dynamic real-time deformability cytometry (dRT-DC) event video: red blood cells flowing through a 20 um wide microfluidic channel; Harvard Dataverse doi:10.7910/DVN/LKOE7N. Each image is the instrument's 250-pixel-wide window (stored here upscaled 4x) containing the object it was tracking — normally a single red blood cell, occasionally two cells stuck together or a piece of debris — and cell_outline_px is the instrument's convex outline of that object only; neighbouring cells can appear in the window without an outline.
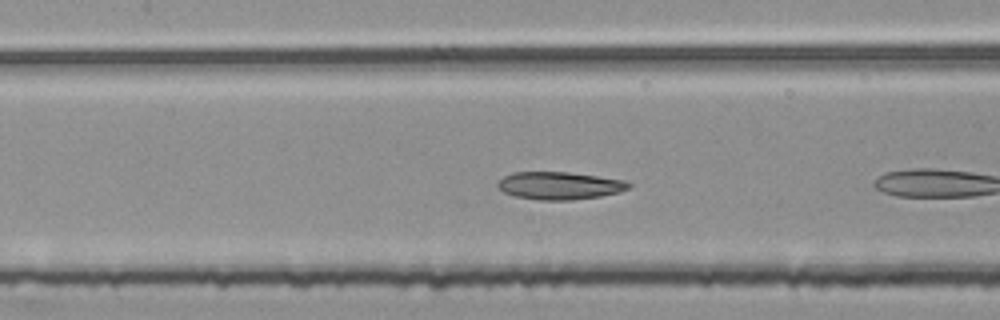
{"species": "common noctule bat (a hibernating species)", "species_latin": "Nyctalus noctula", "temperature_condition": "room temperature", "stored_images_in_passage": 13, "camera_frame_rate_fps": 3000, "um_per_image_px": 0.085, "animal": {"sex": "female", "body_mass_g": 25.1}, "frame": {"image": 1, "passage_image": 8, "time_ms": 2.333, "image_size_px": [1000, 320], "cell_outline_px": [[632, 184], [628, 188], [620, 192], [600, 196], [572, 200], [540, 200], [516, 196], [504, 192], [496, 188], [496, 184], [504, 176], [512, 172], [568, 172], [624, 180]], "centroid_in_image_um": [47.53, 15.78], "position_along_channel_um": 159.9, "area_um2": 21.04}}
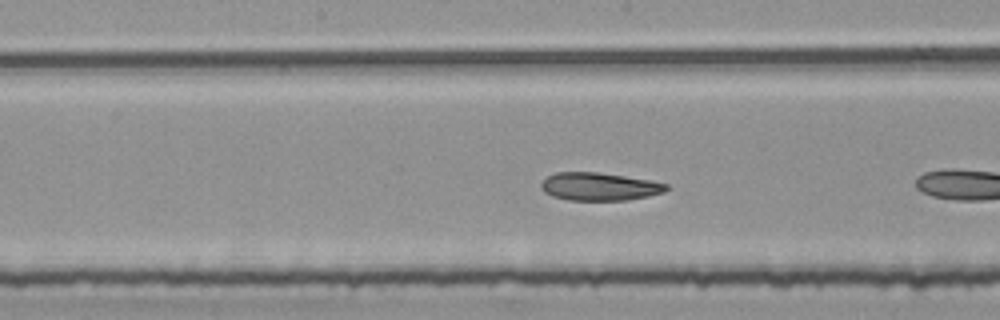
{"frame": {"image": 2, "passage_image": 11, "time_ms": 3.333, "image_size_px": [1000, 320], "cell_outline_px": [[668, 188], [664, 192], [648, 196], [624, 200], [568, 200], [552, 196], [544, 192], [540, 188], [540, 184], [548, 176], [556, 172], [596, 172], [624, 176], [648, 180], [668, 184]], "centroid_in_image_um": [50.91, 15.86], "position_along_channel_um": 197.3, "area_um2": 20.23}}